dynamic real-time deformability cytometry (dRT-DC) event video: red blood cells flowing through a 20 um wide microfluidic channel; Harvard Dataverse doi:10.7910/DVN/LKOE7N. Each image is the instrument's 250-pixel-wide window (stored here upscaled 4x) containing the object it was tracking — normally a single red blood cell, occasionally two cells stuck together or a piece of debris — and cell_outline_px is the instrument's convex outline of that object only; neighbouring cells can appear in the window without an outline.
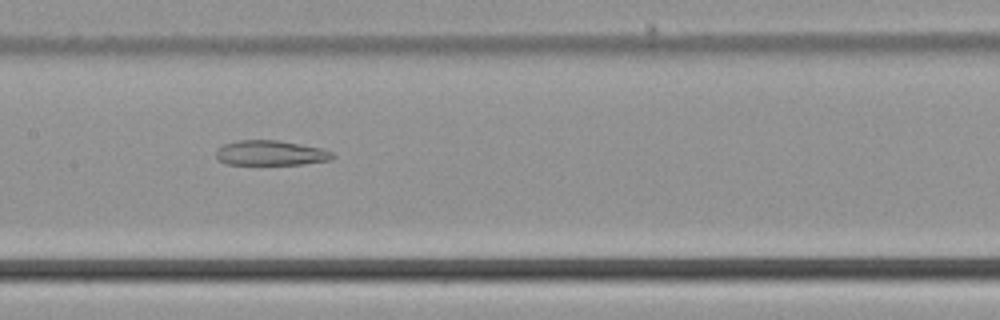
{"species": "common noctule bat (a hibernating species)", "species_latin": "Nyctalus noctula", "temperature_condition": "cold", "stored_images_in_passage": 52, "segment_of_instrument_passage": [2, 2], "camera_frame_rate_fps": 3000, "um_per_image_px": 0.085, "animal": {"sex": "male", "body_mass_g": 21.5, "forearm_length_mm": 52.0}, "frame": {"image": 1, "passage_image": 24, "time_ms": 7.667, "image_size_px": [1000, 320], "cell_outline_px": [[336, 156], [332, 160], [304, 164], [228, 164], [220, 160], [216, 156], [216, 152], [224, 144], [236, 140], [280, 140], [320, 148], [332, 152]], "centroid_in_image_um": [23.05, 13.0], "position_along_channel_um": 184.3, "area_um2": 16.88}}
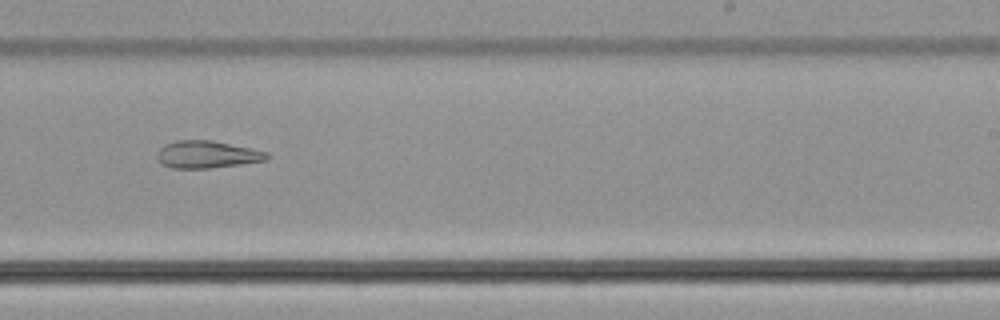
{"frame": {"image": 2, "passage_image": 31, "time_ms": 10.0, "image_size_px": [1000, 320], "cell_outline_px": [[272, 156], [268, 160], [240, 164], [208, 168], [172, 168], [164, 164], [156, 156], [156, 152], [164, 144], [176, 140], [212, 140], [252, 148], [268, 152]], "centroid_in_image_um": [17.63, 13.12], "position_along_channel_um": 271.4, "area_um2": 17.57}}
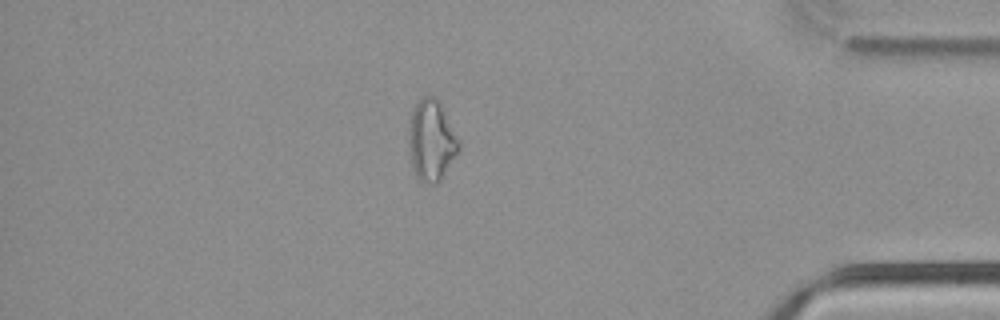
{"frame": {"image": 3, "passage_image": 44, "time_ms": 14.333, "image_size_px": [1000, 320], "cell_outline_px": [[460, 152], [440, 180], [436, 184], [428, 184], [420, 180], [416, 176], [412, 164], [408, 144], [408, 120], [412, 108], [424, 96], [432, 96], [440, 104], [460, 140]], "centroid_in_image_um": [36.67, 11.96], "position_along_channel_um": 398.5, "area_um2": 23.81}}